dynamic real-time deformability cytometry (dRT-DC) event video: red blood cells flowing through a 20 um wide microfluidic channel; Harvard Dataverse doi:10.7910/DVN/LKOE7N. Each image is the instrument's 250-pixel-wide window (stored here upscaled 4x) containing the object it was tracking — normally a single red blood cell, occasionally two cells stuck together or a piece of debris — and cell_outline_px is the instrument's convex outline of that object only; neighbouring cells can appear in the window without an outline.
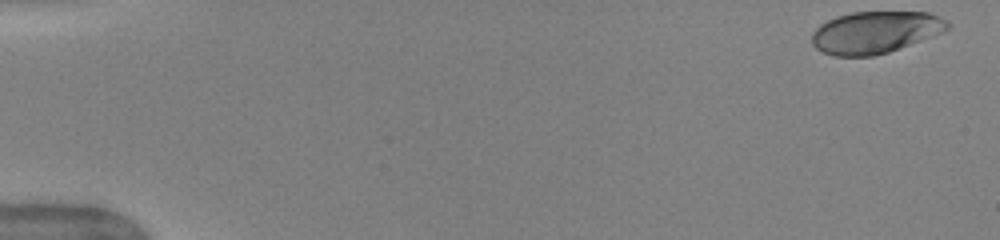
{"species": "human", "species_latin": "Homo sapiens", "temperature_condition": "warm", "stored_images_in_passage": 50, "camera_frame_rate_fps": 3000, "um_per_image_px": 0.085, "donor": {"sex": "female"}, "frame": {"image": 1, "passage_image": 1, "time_ms": 0.0, "image_size_px": [1000, 240], "cell_outline_px": [[952, 24], [944, 32], [888, 52], [872, 56], [836, 56], [824, 52], [816, 48], [812, 44], [812, 32], [820, 24], [836, 16], [852, 12], [928, 12], [948, 20]], "centroid_in_image_um": [74.41, 2.73], "position_along_channel_um": 10.6, "area_um2": 33.23}}
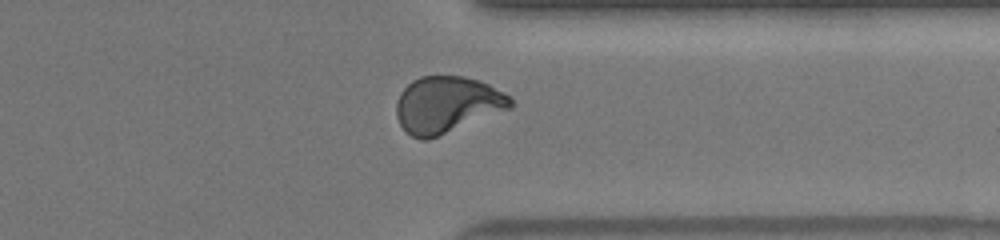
{"frame": {"image": 2, "passage_image": 40, "time_ms": 13.0, "image_size_px": [1000, 240], "cell_outline_px": [[516, 104], [512, 108], [428, 140], [420, 140], [404, 132], [396, 116], [396, 104], [400, 92], [412, 80], [420, 76], [464, 76], [480, 80], [512, 96]], "centroid_in_image_um": [38.01, 8.9], "position_along_channel_um": 373.4, "area_um2": 38.09}}
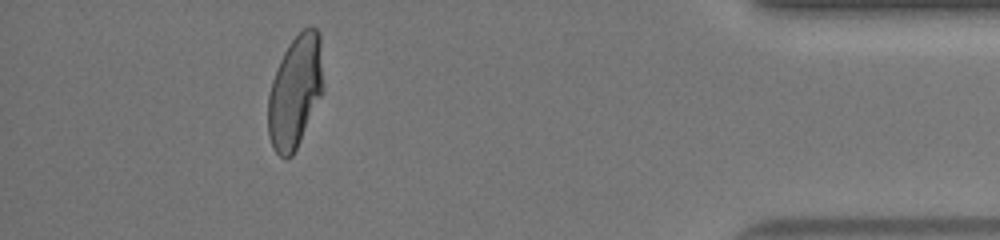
{"frame": {"image": 3, "passage_image": 46, "time_ms": 15.0, "image_size_px": [1000, 240], "cell_outline_px": [[324, 92], [292, 156], [284, 160], [272, 148], [268, 136], [268, 96], [272, 80], [280, 60], [288, 44], [304, 28], [316, 28], [320, 32], [324, 88]], "centroid_in_image_um": [25.1, 7.8], "position_along_channel_um": 410.1, "area_um2": 36.47}, "authors_computed_cell_mechanics": {"area_um2": 36.3851, "velocity_mm_per_s": 4.0003, "shape_relaxation_time_tau1_ms": 4.4741, "shape_relaxation_time_tau2_ms": 0.8603, "deformation_change_tau1": 0.1942, "deformation_change_tau2": 0.06}}